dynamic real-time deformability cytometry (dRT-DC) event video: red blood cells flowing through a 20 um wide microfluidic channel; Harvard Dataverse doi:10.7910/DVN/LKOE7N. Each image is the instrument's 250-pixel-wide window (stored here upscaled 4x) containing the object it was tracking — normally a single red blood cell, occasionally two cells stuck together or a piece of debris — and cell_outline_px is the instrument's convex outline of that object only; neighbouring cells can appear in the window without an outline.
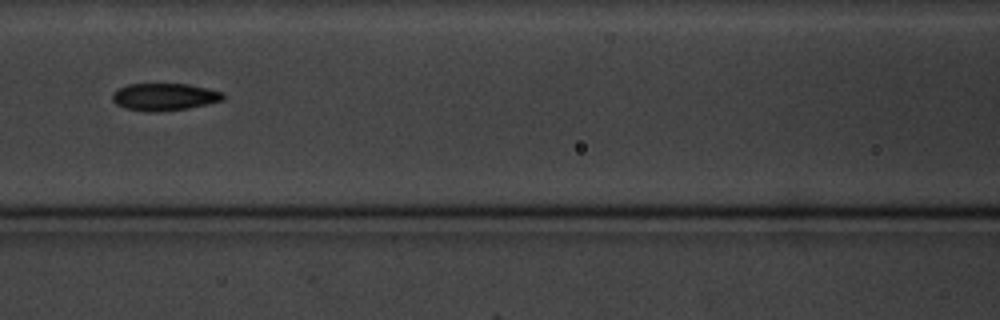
{"species": "common noctule bat (a hibernating species)", "species_latin": "Nyctalus noctula", "temperature_condition": "cold", "stored_images_in_passage": 13, "camera_frame_rate_fps": 3000, "um_per_image_px": 0.085, "animal": {"sex": "male", "body_mass_g": 20.1, "forearm_length_mm": 53.5}, "frame": {"image": 1, "passage_image": 8, "time_ms": 8.0, "image_size_px": [1000, 320], "cell_outline_px": [[224, 100], [188, 108], [160, 112], [148, 112], [124, 108], [116, 104], [112, 100], [112, 92], [128, 84], [188, 84], [208, 88], [224, 92]], "centroid_in_image_um": [13.97, 8.24], "position_along_channel_um": 152.6, "area_um2": 17.74}}
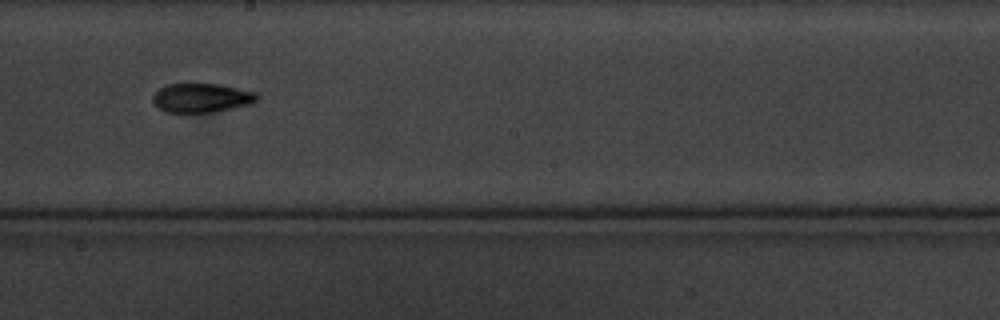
{"frame": {"image": 2, "passage_image": 10, "time_ms": 10.333, "image_size_px": [1000, 320], "cell_outline_px": [[260, 96], [252, 104], [216, 112], [164, 112], [152, 100], [152, 96], [160, 88], [168, 84], [220, 84], [256, 92]], "centroid_in_image_um": [17.17, 8.32], "position_along_channel_um": 231.0, "area_um2": 17.69}}
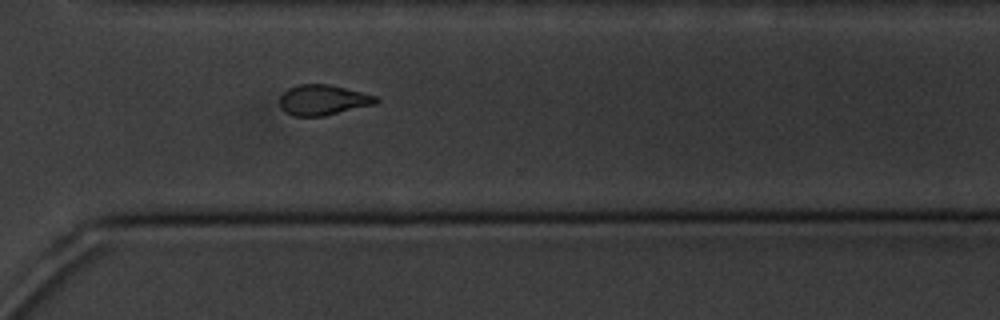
{"frame": {"image": 3, "passage_image": 13, "time_ms": 13.667, "image_size_px": [1000, 320], "cell_outline_px": [[380, 100], [376, 104], [324, 116], [292, 116], [284, 112], [280, 108], [280, 96], [288, 88], [300, 84], [328, 84], [376, 96]], "centroid_in_image_um": [27.43, 8.51], "position_along_channel_um": 343.2, "area_um2": 17.05}}